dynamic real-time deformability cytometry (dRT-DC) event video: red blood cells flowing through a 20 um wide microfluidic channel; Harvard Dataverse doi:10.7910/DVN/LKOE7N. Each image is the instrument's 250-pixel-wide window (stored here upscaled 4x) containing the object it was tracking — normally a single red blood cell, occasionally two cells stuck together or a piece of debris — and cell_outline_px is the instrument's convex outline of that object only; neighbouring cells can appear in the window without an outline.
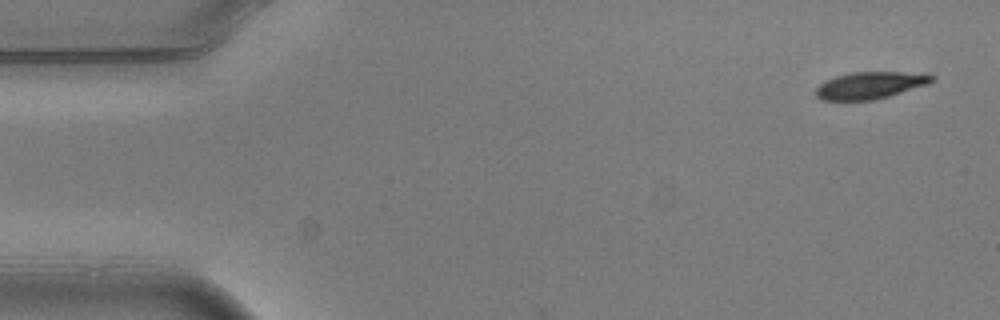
{"species": "common noctule bat (a hibernating species)", "species_latin": "Nyctalus noctula", "temperature_condition": "warm", "stored_images_in_passage": 4, "camera_frame_rate_fps": 3000, "um_per_image_px": 0.085, "animal": {"sex": "male", "body_mass_g": 20.5, "forearm_length_mm": 52.5}, "frame": {"image": 1, "passage_image": 1, "time_ms": 0.0, "image_size_px": [1000, 320], "cell_outline_px": [[936, 80], [928, 84], [888, 96], [872, 100], [820, 100], [816, 96], [816, 88], [820, 84], [836, 76], [852, 72], [900, 72], [936, 76]], "centroid_in_image_um": [73.95, 7.25], "position_along_channel_um": 11.1, "area_um2": 17.98}}
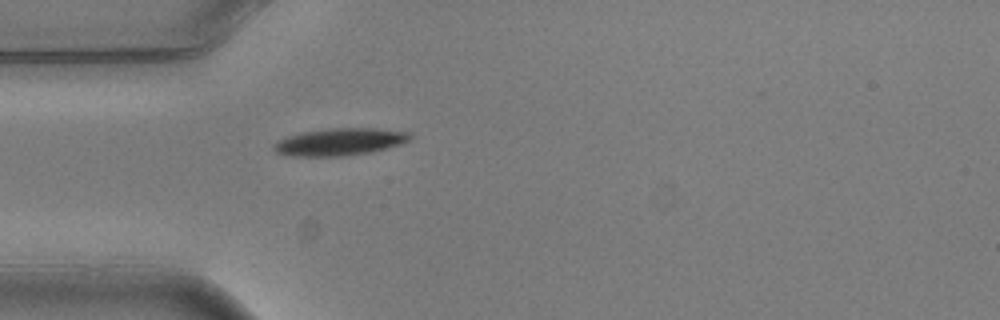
{"frame": {"image": 2, "passage_image": 4, "time_ms": 1.0, "image_size_px": [1000, 320], "cell_outline_px": [[412, 136], [408, 140], [400, 144], [372, 152], [344, 156], [292, 156], [276, 152], [272, 148], [272, 144], [276, 140], [300, 132], [328, 128], [376, 128], [412, 132]], "centroid_in_image_um": [28.86, 12.05], "position_along_channel_um": 56.1, "area_um2": 21.85}}